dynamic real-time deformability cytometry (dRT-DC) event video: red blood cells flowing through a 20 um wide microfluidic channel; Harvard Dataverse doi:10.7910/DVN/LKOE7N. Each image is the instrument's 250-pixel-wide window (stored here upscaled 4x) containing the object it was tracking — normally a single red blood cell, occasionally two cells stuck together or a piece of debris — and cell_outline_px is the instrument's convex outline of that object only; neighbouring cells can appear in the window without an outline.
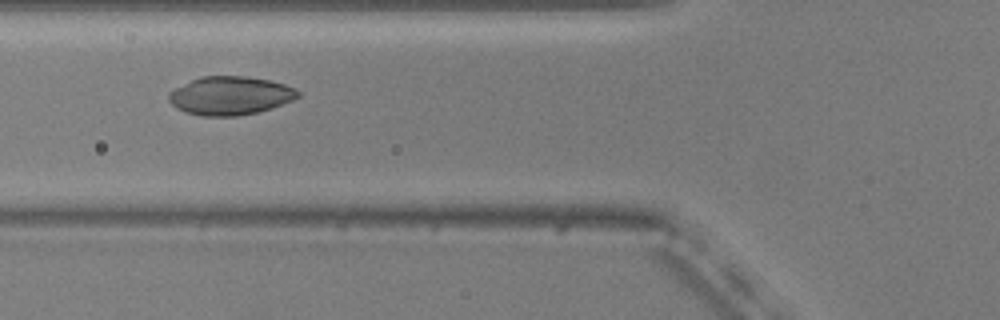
{"species": "common noctule bat (a hibernating species)", "species_latin": "Nyctalus noctula", "temperature_condition": "warm", "stored_images_in_passage": 53, "camera_frame_rate_fps": 3000, "um_per_image_px": 0.085, "animal": {"sex": "male", "body_mass_g": 20.5, "forearm_length_mm": 52.5}, "frame": {"image": 1, "passage_image": 19, "time_ms": 6.0, "image_size_px": [1000, 320], "cell_outline_px": [[300, 96], [292, 100], [272, 108], [240, 116], [204, 116], [184, 112], [176, 108], [168, 100], [168, 92], [200, 76], [248, 76], [268, 80], [284, 84], [296, 88], [300, 92]], "centroid_in_image_um": [19.57, 8.13], "position_along_channel_um": 106.2, "area_um2": 29.02}}
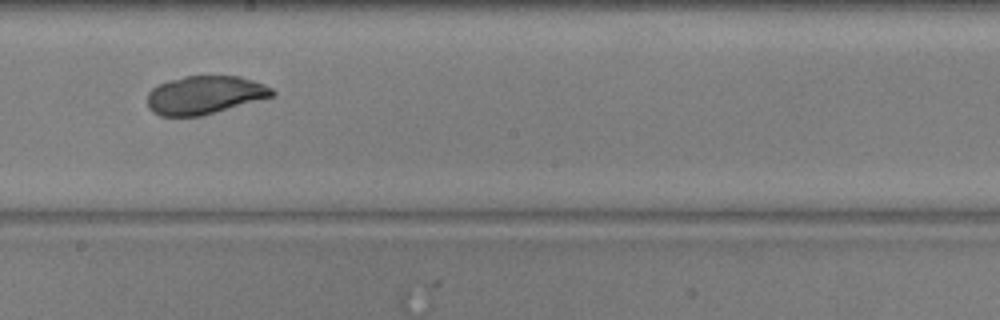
{"frame": {"image": 2, "passage_image": 29, "time_ms": 9.333, "image_size_px": [1000, 320], "cell_outline_px": [[276, 92], [272, 96], [200, 116], [160, 116], [152, 112], [148, 108], [148, 92], [156, 84], [168, 80], [184, 76], [240, 76], [264, 84], [272, 88]], "centroid_in_image_um": [17.35, 8.06], "position_along_channel_um": 230.9, "area_um2": 27.74}}
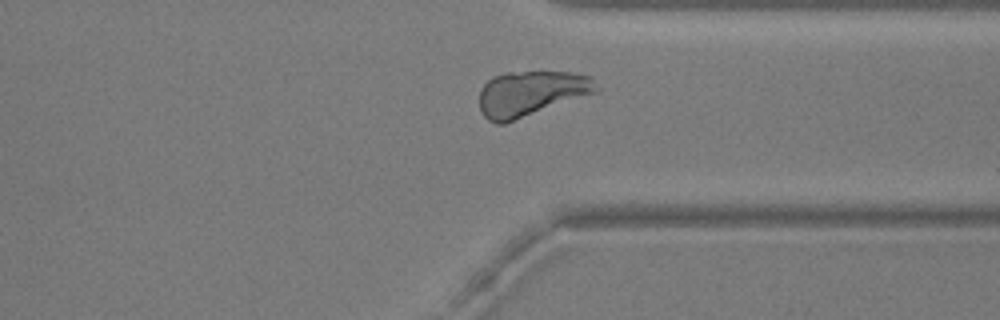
{"frame": {"image": 3, "passage_image": 40, "time_ms": 13.0, "image_size_px": [1000, 320], "cell_outline_px": [[600, 92], [504, 124], [496, 124], [488, 120], [480, 112], [480, 88], [492, 76], [508, 72], [568, 72], [592, 76], [600, 88]], "centroid_in_image_um": [45.17, 7.95], "position_along_channel_um": 366.2, "area_um2": 31.39}}